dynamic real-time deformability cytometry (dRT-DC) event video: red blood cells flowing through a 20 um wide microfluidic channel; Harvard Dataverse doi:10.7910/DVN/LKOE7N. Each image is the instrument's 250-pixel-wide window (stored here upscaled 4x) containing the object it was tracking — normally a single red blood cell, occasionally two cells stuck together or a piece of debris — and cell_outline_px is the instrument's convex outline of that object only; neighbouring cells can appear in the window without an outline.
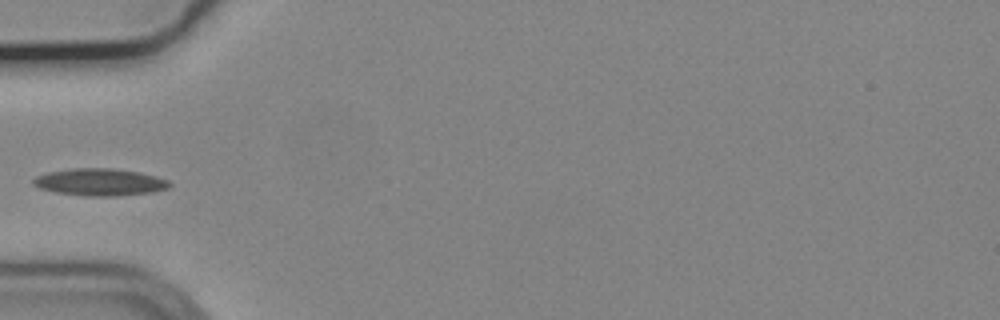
{"species": "common noctule bat (a hibernating species)", "species_latin": "Nyctalus noctula", "temperature_condition": "cold", "stored_images_in_passage": 38, "camera_frame_rate_fps": 3000, "um_per_image_px": 0.085, "animal": {"sex": "male", "body_mass_g": 19.2, "forearm_length_mm": 51.8}, "frame": {"image": 1, "passage_image": 1, "time_ms": 0.0, "image_size_px": [1000, 320], "cell_outline_px": [[172, 184], [168, 188], [152, 192], [116, 196], [84, 196], [56, 192], [40, 188], [32, 184], [32, 180], [36, 176], [48, 172], [76, 168], [108, 168], [140, 172], [156, 176], [168, 180]], "centroid_in_image_um": [8.49, 15.48], "position_along_channel_um": 76.5, "area_um2": 21.5}}
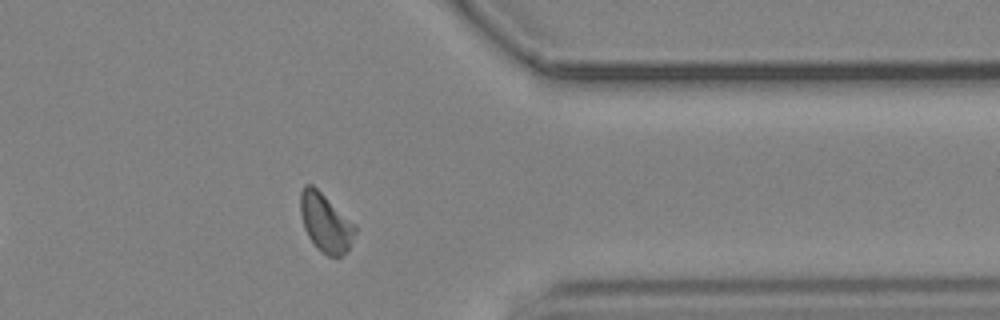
{"frame": {"image": 2, "passage_image": 27, "time_ms": 8.667, "image_size_px": [1000, 320], "cell_outline_px": [[356, 232], [348, 252], [340, 256], [328, 256], [320, 252], [316, 248], [308, 236], [304, 228], [300, 212], [300, 192], [304, 184], [312, 184], [356, 224]], "centroid_in_image_um": [27.68, 18.94], "position_along_channel_um": 383.7, "area_um2": 18.9}}
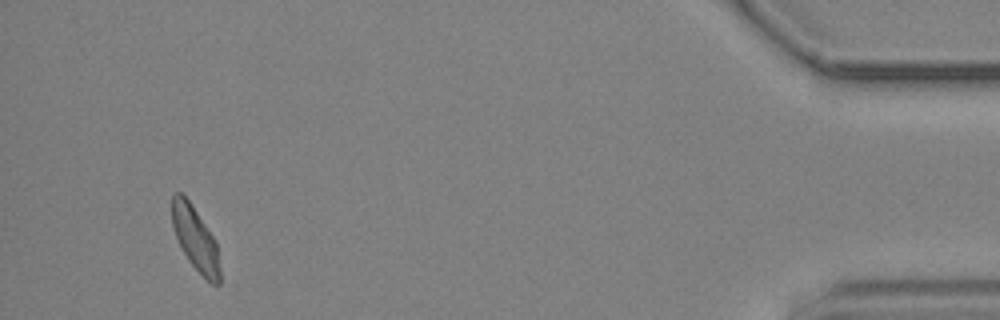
{"frame": {"image": 3, "passage_image": 35, "time_ms": 11.333, "image_size_px": [1000, 320], "cell_outline_px": [[220, 284], [212, 284], [188, 260], [172, 228], [172, 192], [180, 192], [188, 200], [216, 240], [220, 268]], "centroid_in_image_um": [16.61, 20.28], "position_along_channel_um": 418.6, "area_um2": 17.51}}